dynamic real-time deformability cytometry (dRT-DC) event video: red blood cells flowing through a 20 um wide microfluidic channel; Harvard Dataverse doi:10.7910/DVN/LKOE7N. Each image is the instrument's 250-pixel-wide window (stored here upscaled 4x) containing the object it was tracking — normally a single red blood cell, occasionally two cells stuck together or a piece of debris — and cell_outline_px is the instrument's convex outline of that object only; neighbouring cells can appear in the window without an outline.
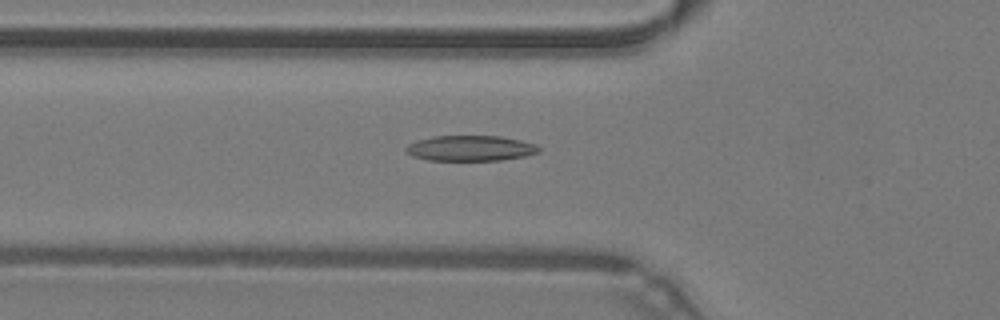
{"species": "common noctule bat (a hibernating species)", "species_latin": "Nyctalus noctula", "temperature_condition": "warm", "stored_images_in_passage": 48, "camera_frame_rate_fps": 3000, "um_per_image_px": 0.085, "animal": {"sex": "male", "body_mass_g": 19.2, "forearm_length_mm": 51.8}, "frame": {"image": 1, "passage_image": 17, "time_ms": 5.333, "image_size_px": [1000, 320], "cell_outline_px": [[540, 152], [524, 156], [500, 160], [428, 160], [412, 156], [404, 152], [404, 148], [408, 144], [416, 140], [436, 136], [500, 136], [520, 140], [536, 144], [540, 148]], "centroid_in_image_um": [39.95, 12.6], "position_along_channel_um": 85.8, "area_um2": 19.77}}
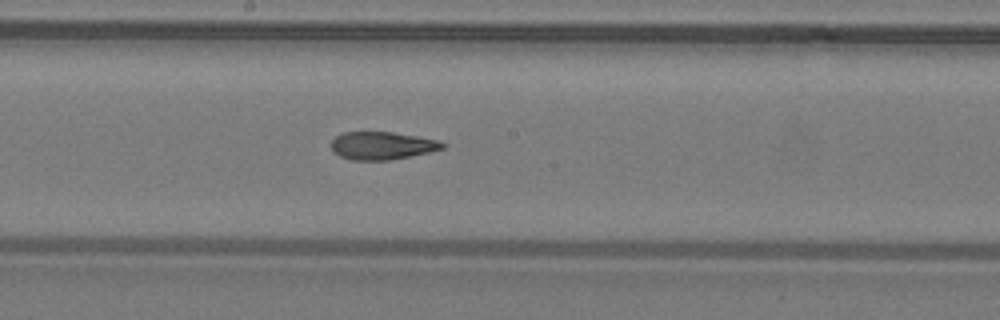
{"frame": {"image": 2, "passage_image": 26, "time_ms": 8.333, "image_size_px": [1000, 320], "cell_outline_px": [[444, 148], [428, 152], [388, 160], [352, 160], [340, 156], [332, 152], [332, 140], [336, 136], [344, 132], [392, 132], [440, 140], [444, 144]], "centroid_in_image_um": [32.45, 12.37], "position_along_channel_um": 215.8, "area_um2": 17.86}}
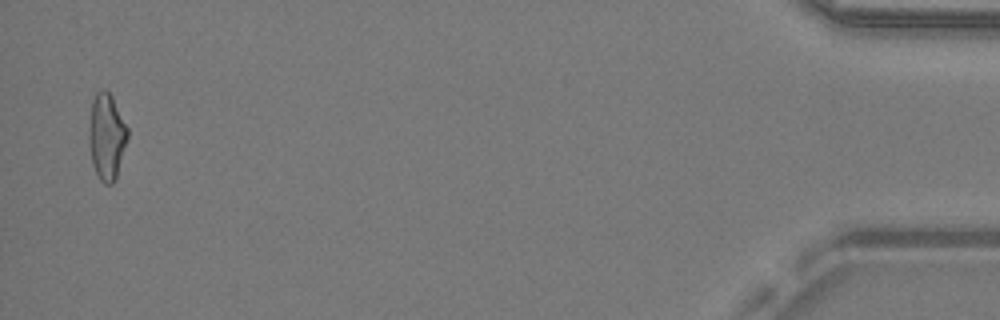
{"frame": {"image": 3, "passage_image": 47, "time_ms": 15.333, "image_size_px": [1000, 320], "cell_outline_px": [[128, 136], [116, 176], [112, 184], [104, 184], [100, 180], [92, 164], [88, 140], [88, 136], [92, 100], [96, 92], [100, 88], [104, 88], [112, 96], [128, 128]], "centroid_in_image_um": [9.05, 11.57], "position_along_channel_um": 426.2, "area_um2": 19.36}}